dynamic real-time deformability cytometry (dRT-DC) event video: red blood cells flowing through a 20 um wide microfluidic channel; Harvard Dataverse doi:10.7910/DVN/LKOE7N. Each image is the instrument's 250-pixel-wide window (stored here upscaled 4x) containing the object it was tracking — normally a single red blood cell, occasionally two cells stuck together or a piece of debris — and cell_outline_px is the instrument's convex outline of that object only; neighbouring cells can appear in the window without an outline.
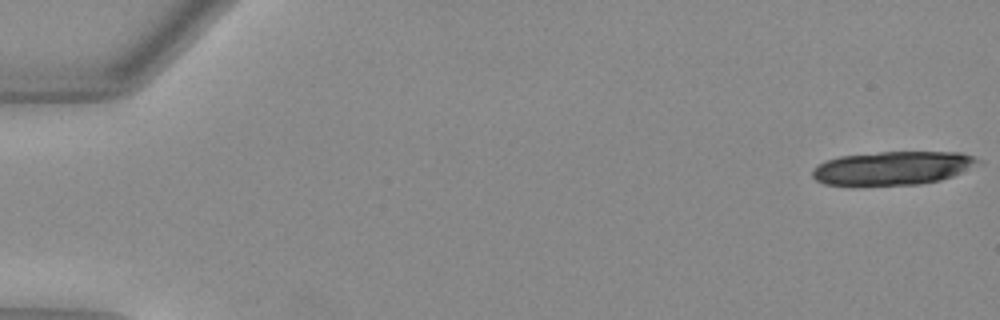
{"species": "Egyptian fruit bat (a non-hibernating species)", "species_latin": "Rousettus aegyptiacus", "temperature_condition": "warm", "stored_images_in_passage": 21, "camera_frame_rate_fps": 3000, "um_per_image_px": 0.085, "animal": {"sex": "female"}, "frame": {"image": 1, "passage_image": 1, "time_ms": 0.0, "image_size_px": [1000, 320], "cell_outline_px": [[984, 164], [952, 176], [940, 180], [920, 184], [852, 188], [824, 184], [816, 180], [812, 176], [812, 172], [820, 164], [828, 160], [840, 156], [880, 152], [960, 152], [972, 156], [980, 160]], "centroid_in_image_um": [75.88, 14.33], "position_along_channel_um": 9.1, "area_um2": 33.41}}